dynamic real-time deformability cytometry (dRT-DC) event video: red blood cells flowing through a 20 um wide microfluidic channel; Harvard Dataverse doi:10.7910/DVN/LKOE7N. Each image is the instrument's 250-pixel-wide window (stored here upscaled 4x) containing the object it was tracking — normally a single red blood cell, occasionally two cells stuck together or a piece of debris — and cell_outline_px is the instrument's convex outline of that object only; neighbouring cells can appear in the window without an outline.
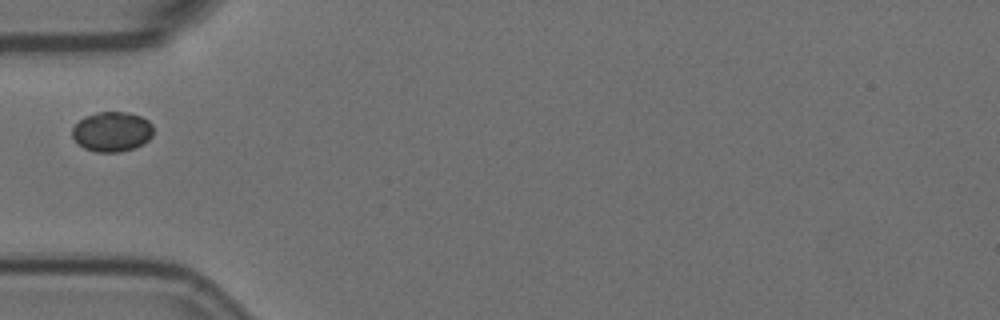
{"species": "Egyptian fruit bat (a non-hibernating species)", "species_latin": "Rousettus aegyptiacus", "temperature_condition": "room temperature", "stored_images_in_passage": 4, "camera_frame_rate_fps": 3000, "um_per_image_px": 0.085, "animal": {"sex": "female"}, "frame": {"image": 1, "passage_image": 4, "time_ms": 1.0, "image_size_px": [1000, 320], "cell_outline_px": [[152, 136], [148, 140], [132, 148], [120, 152], [96, 152], [84, 148], [72, 136], [72, 128], [84, 116], [96, 112], [128, 112], [140, 116], [148, 120], [152, 124]], "centroid_in_image_um": [9.51, 11.18], "position_along_channel_um": 75.5, "area_um2": 18.73}}